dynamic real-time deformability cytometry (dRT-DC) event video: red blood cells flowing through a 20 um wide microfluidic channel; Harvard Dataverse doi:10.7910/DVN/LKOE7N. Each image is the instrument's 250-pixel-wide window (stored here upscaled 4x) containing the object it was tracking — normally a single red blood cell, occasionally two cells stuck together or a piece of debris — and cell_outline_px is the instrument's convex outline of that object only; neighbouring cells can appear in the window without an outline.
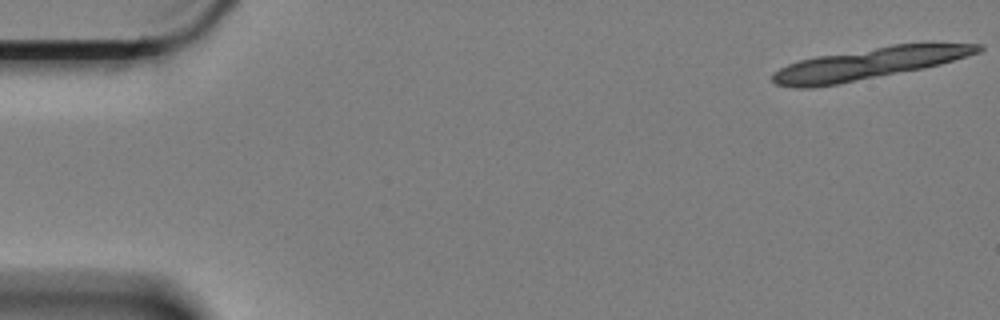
{"species": "Egyptian fruit bat (a non-hibernating species)", "species_latin": "Rousettus aegyptiacus", "temperature_condition": "cold", "stored_images_in_passage": 5, "camera_frame_rate_fps": 3000, "um_per_image_px": 0.085, "animal": {"sex": "female"}, "frame": {"image": 1, "passage_image": 1, "time_ms": 0.0, "image_size_px": [1000, 320], "cell_outline_px": [[984, 48], [980, 52], [940, 64], [924, 68], [836, 84], [812, 88], [796, 88], [776, 84], [772, 80], [772, 76], [780, 68], [788, 64], [800, 60], [816, 56], [892, 44], [984, 44]], "centroid_in_image_um": [73.83, 5.4], "position_along_channel_um": 11.2, "area_um2": 37.28}}